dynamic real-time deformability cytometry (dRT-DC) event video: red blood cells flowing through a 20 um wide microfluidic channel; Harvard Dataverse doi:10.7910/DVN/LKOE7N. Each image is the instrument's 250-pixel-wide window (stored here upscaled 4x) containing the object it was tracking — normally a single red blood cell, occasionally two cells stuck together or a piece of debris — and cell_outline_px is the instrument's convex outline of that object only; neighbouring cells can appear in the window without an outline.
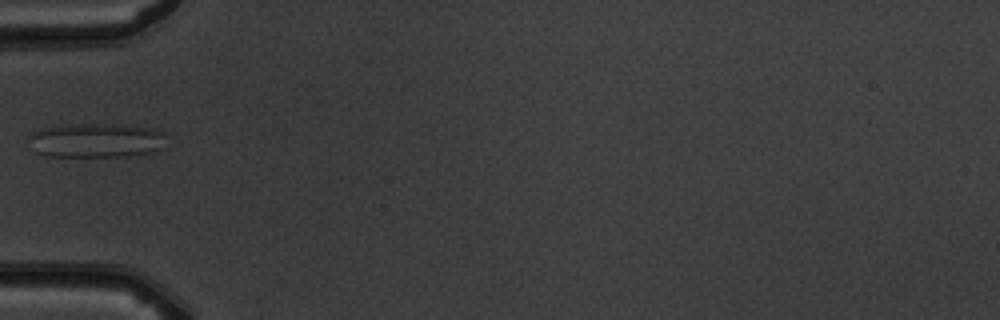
{"species": "common noctule bat (a hibernating species)", "species_latin": "Nyctalus noctula", "temperature_condition": "warm", "stored_images_in_passage": 2, "camera_frame_rate_fps": 3000, "um_per_image_px": 0.085, "animal": {"sex": "male", "body_mass_g": 19.5, "forearm_length_mm": 54.6}, "frame": {"image": 1, "passage_image": 2, "time_ms": 1.333, "image_size_px": [1000, 320], "cell_outline_px": [[164, 132], [160, 148], [156, 152], [124, 156], [48, 156], [36, 152], [28, 136], [32, 132], [44, 128], [68, 124], [120, 124], [152, 128]], "centroid_in_image_um": [8.17, 11.92], "position_along_channel_um": 76.8, "area_um2": 27.34}}